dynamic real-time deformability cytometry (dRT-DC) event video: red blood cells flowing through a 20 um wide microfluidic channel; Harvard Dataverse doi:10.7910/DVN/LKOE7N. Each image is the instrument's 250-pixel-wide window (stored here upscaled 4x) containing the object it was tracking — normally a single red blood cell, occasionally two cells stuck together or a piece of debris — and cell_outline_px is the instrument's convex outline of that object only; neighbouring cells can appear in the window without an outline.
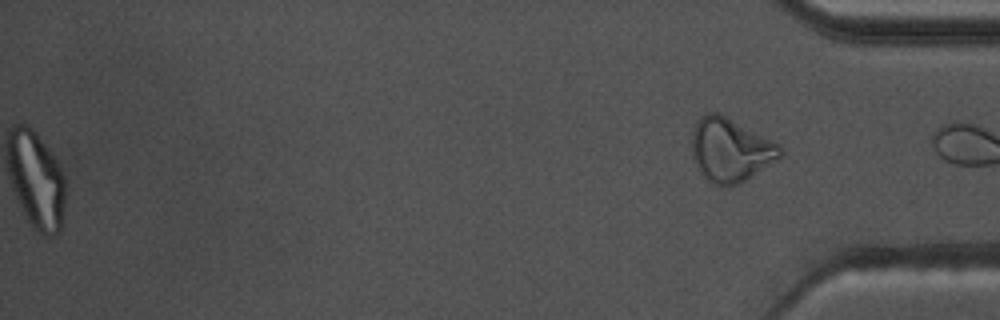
{"species": "common noctule bat (a hibernating species)", "species_latin": "Nyctalus noctula", "temperature_condition": "warm", "stored_images_in_passage": 47, "segment_of_instrument_passage": [2, 2], "camera_frame_rate_fps": 3000, "um_per_image_px": 0.085, "animal": {"sex": "male", "body_mass_g": 17.5, "forearm_length_mm": 52.3}, "frame": {"image": 1, "passage_image": 47, "time_ms": 15.333, "image_size_px": [1000, 320], "cell_outline_px": [[784, 152], [776, 160], [744, 180], [736, 184], [716, 184], [708, 180], [700, 172], [692, 156], [692, 132], [696, 120], [700, 116], [708, 112], [720, 112], [780, 144]], "centroid_in_image_um": [62.07, 12.68], "position_along_channel_um": 373.1, "area_um2": 32.48}}